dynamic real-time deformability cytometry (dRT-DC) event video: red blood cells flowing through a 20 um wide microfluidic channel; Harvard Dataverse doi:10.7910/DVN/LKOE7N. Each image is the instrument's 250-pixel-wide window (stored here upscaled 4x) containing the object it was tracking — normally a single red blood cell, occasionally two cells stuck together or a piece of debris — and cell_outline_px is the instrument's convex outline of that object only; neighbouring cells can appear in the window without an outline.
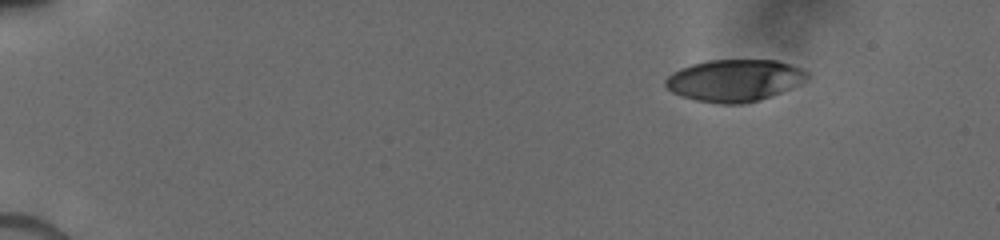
{"species": "human", "species_latin": "Homo sapiens", "temperature_condition": "cold", "stored_images_in_passage": 11, "camera_frame_rate_fps": 3000, "um_per_image_px": 0.085, "donor": {"sex": "male"}, "frame": {"image": 1, "passage_image": 1, "time_ms": 0.0, "image_size_px": [1000, 240], "cell_outline_px": [[808, 76], [804, 80], [772, 96], [760, 100], [744, 104], [720, 104], [696, 100], [680, 96], [672, 92], [664, 84], [664, 80], [672, 72], [680, 68], [692, 64], [708, 60], [776, 60], [800, 68], [808, 72]], "centroid_in_image_um": [62.37, 6.84], "position_along_channel_um": 22.6, "area_um2": 34.51}}
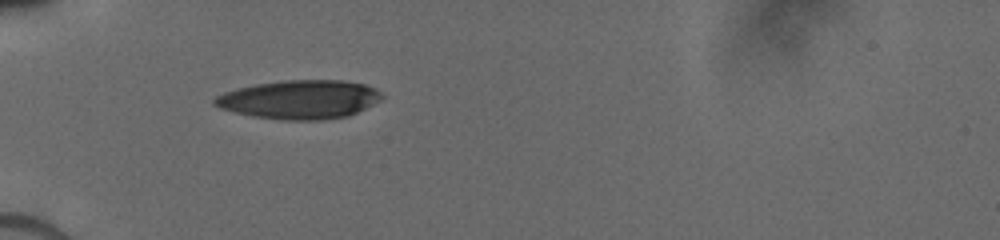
{"frame": {"image": 2, "passage_image": 10, "time_ms": 3.667, "image_size_px": [1000, 240], "cell_outline_px": [[384, 96], [380, 100], [348, 116], [324, 120], [280, 120], [252, 116], [220, 108], [212, 104], [212, 100], [216, 96], [224, 92], [236, 88], [256, 84], [288, 80], [344, 80], [364, 84], [376, 88]], "centroid_in_image_um": [25.45, 8.46], "position_along_channel_um": 59.5, "area_um2": 37.86}}